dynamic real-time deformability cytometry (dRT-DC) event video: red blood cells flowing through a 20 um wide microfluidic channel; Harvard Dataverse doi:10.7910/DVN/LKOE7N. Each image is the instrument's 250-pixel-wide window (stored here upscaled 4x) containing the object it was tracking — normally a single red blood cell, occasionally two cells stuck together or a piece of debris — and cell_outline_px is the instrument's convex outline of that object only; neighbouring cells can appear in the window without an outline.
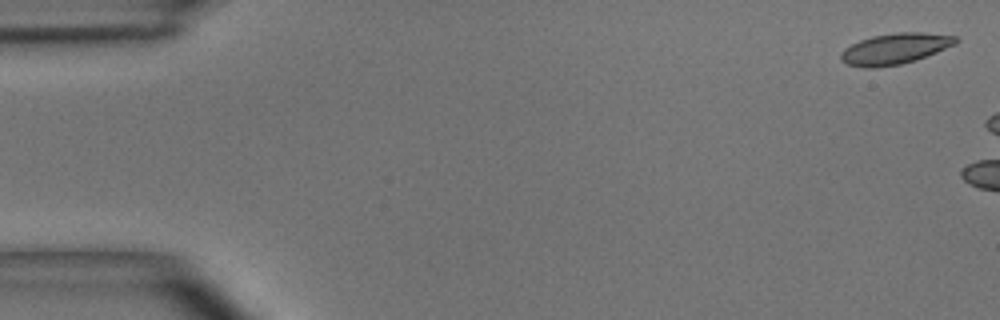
{"species": "common noctule bat (a hibernating species)", "species_latin": "Nyctalus noctula", "temperature_condition": "room temperature", "stored_images_in_passage": 3, "camera_frame_rate_fps": 3000, "um_per_image_px": 0.085, "animal": {"sex": "male", "body_mass_g": 15.6}, "frame": {"image": 1, "passage_image": 1, "time_ms": 0.0, "image_size_px": [1000, 320], "cell_outline_px": [[960, 40], [956, 44], [916, 60], [900, 64], [876, 68], [864, 68], [848, 64], [840, 60], [840, 52], [844, 48], [860, 40], [872, 36], [896, 32], [924, 32], [956, 36]], "centroid_in_image_um": [76.06, 4.14], "position_along_channel_um": 8.9, "area_um2": 20.81}}